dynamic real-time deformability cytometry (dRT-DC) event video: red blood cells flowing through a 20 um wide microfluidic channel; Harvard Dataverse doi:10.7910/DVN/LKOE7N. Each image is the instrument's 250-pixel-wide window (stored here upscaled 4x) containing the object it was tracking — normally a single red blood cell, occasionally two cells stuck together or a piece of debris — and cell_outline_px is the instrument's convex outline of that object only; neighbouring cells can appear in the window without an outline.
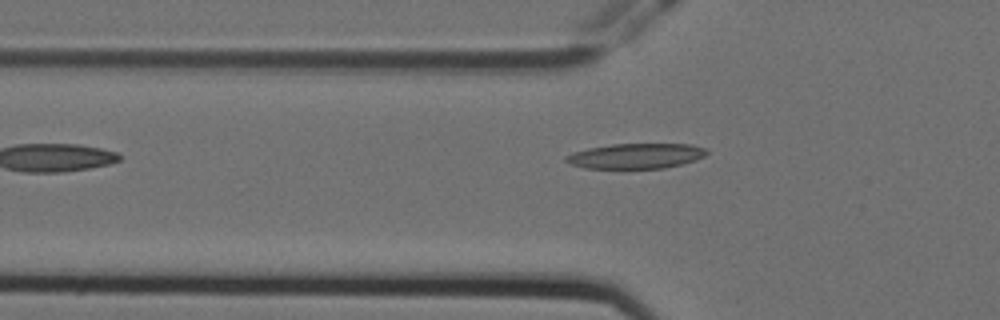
{"species": "Egyptian fruit bat (a non-hibernating species)", "species_latin": "Rousettus aegyptiacus", "temperature_condition": "cold", "stored_images_in_passage": 4, "camera_frame_rate_fps": 3000, "um_per_image_px": 0.085, "animal": {"sex": "female"}, "frame": {"image": 1, "passage_image": 4, "time_ms": 1.0, "image_size_px": [1000, 320], "cell_outline_px": [[708, 152], [704, 156], [696, 160], [664, 168], [584, 168], [572, 164], [564, 160], [564, 156], [572, 152], [588, 148], [612, 144], [692, 144], [704, 148]], "centroid_in_image_um": [54.03, 13.25], "position_along_channel_um": 71.8, "area_um2": 20.58}}